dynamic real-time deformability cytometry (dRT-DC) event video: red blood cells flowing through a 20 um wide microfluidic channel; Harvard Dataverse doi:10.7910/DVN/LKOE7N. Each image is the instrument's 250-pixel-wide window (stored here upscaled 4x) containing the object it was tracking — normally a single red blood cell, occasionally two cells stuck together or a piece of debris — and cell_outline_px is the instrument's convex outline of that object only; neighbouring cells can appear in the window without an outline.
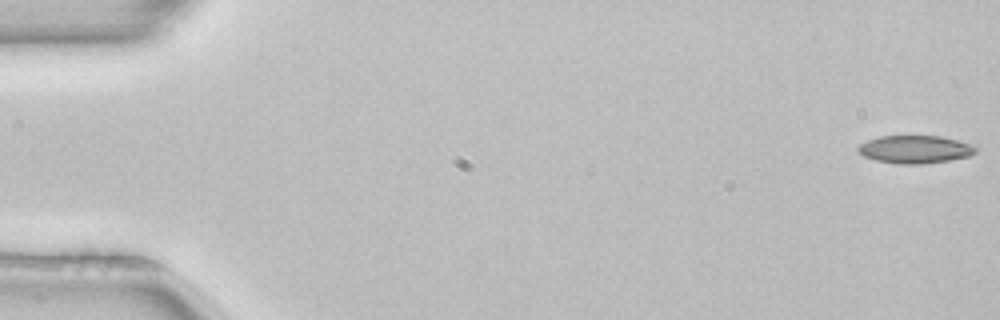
{"species": "common noctule bat (a hibernating species)", "species_latin": "Nyctalus noctula", "temperature_condition": "room temperature", "stored_images_in_passage": 52, "camera_frame_rate_fps": 3000, "um_per_image_px": 0.085, "animal": {"sex": "female", "body_mass_g": 22.7, "forearm_length_mm": 54.2}, "frame": {"image": 1, "passage_image": 1, "time_ms": 0.0, "image_size_px": [1000, 320], "cell_outline_px": [[976, 152], [968, 156], [948, 160], [924, 164], [904, 164], [876, 160], [864, 156], [856, 148], [860, 144], [868, 140], [880, 136], [940, 136], [972, 144], [976, 148]], "centroid_in_image_um": [77.78, 12.69], "position_along_channel_um": 7.2, "area_um2": 18.84}}
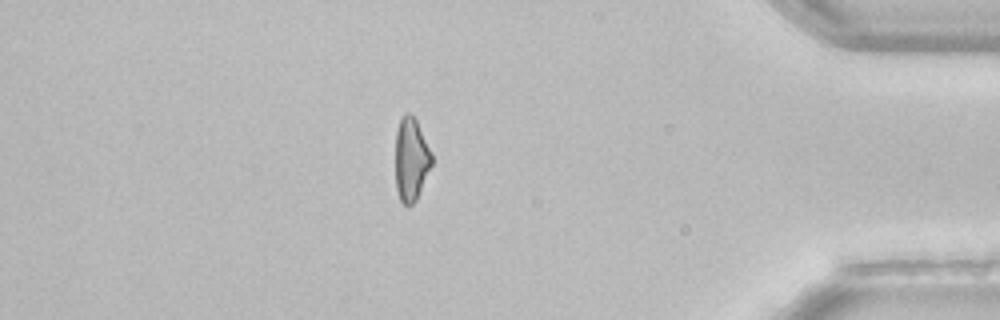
{"frame": {"image": 2, "passage_image": 45, "time_ms": 14.667, "image_size_px": [1000, 320], "cell_outline_px": [[432, 164], [416, 200], [408, 208], [400, 200], [396, 188], [396, 132], [400, 120], [404, 112], [408, 112], [416, 120], [432, 152]], "centroid_in_image_um": [34.94, 13.56], "position_along_channel_um": 400.3, "area_um2": 17.57}}
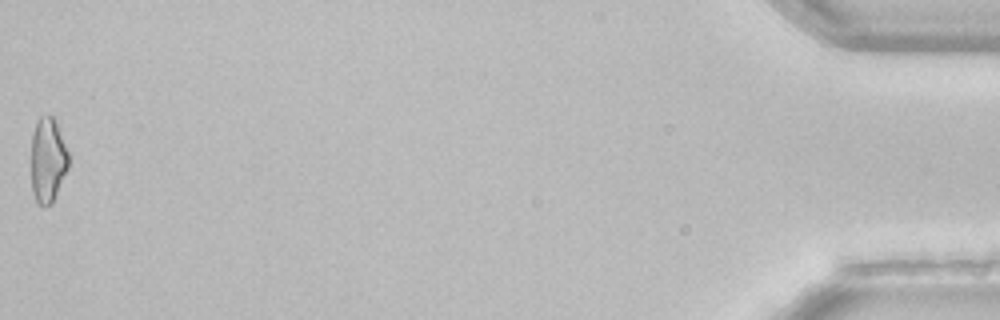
{"frame": {"image": 3, "passage_image": 52, "time_ms": 17.0, "image_size_px": [1000, 320], "cell_outline_px": [[68, 168], [52, 204], [40, 204], [36, 200], [32, 192], [32, 132], [36, 120], [40, 116], [48, 112], [52, 116], [56, 124], [68, 152]], "centroid_in_image_um": [4.05, 13.56], "position_along_channel_um": 431.1, "area_um2": 18.32}, "authors_computed_cell_mechanics": {"area_um2": 18.9584, "velocity_mm_per_s": 3.9877, "shape_relaxation_time_tau1_ms": null, "shape_relaxation_time_tau2_ms": 9.066, "deformation_change_tau1": null, "deformation_change_tau2": 0.2136}}